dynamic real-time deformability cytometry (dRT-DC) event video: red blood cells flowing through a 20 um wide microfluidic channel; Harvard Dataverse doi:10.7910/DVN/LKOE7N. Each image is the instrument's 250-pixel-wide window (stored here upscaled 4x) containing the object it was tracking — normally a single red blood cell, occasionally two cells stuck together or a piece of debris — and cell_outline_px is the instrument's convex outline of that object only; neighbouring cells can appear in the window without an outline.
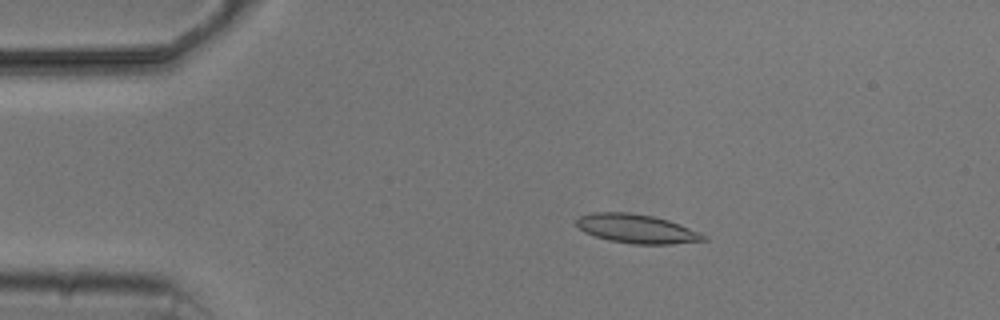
{"species": "common noctule bat (a hibernating species)", "species_latin": "Nyctalus noctula", "temperature_condition": "cold", "stored_images_in_passage": 8, "camera_frame_rate_fps": 3000, "um_per_image_px": 0.085, "animal": {"sex": "male", "body_mass_g": 20.5, "forearm_length_mm": 52.5}, "frame": {"image": 1, "passage_image": 1, "time_ms": 0.0, "image_size_px": [1000, 320], "cell_outline_px": [[708, 240], [672, 244], [632, 244], [608, 240], [584, 232], [576, 224], [576, 220], [580, 216], [592, 212], [628, 212], [652, 216], [668, 220], [680, 224], [700, 232], [708, 236]], "centroid_in_image_um": [54.15, 19.45], "position_along_channel_um": 30.9, "area_um2": 21.5}}
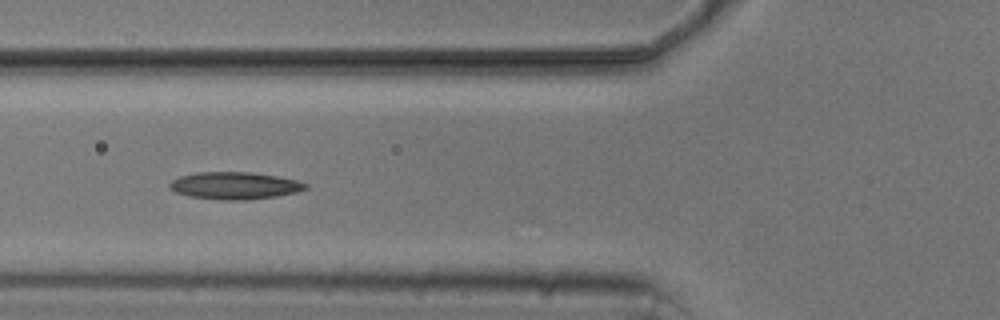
{"frame": {"image": 2, "passage_image": 4, "time_ms": 3.333, "image_size_px": [1000, 320], "cell_outline_px": [[308, 188], [296, 192], [276, 196], [244, 200], [224, 200], [188, 196], [176, 192], [168, 188], [168, 184], [172, 180], [180, 176], [196, 172], [252, 172], [276, 176], [296, 180], [308, 184]], "centroid_in_image_um": [19.92, 15.77], "position_along_channel_um": 105.9, "area_um2": 21.56}}
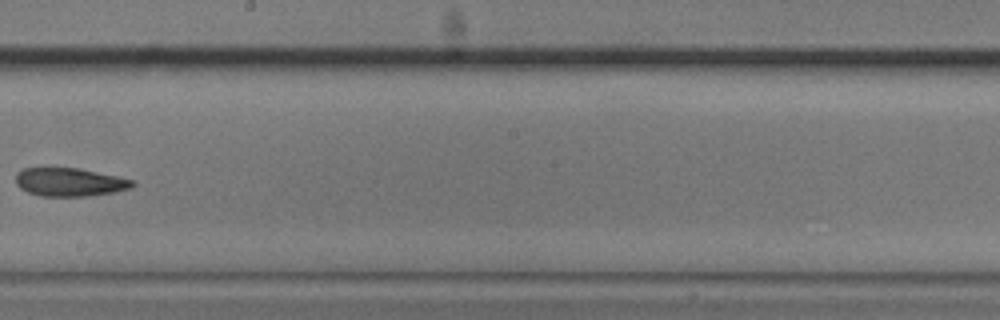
{"frame": {"image": 3, "passage_image": 7, "time_ms": 7.0, "image_size_px": [1000, 320], "cell_outline_px": [[136, 184], [132, 188], [116, 192], [92, 196], [40, 196], [28, 192], [20, 188], [16, 184], [16, 172], [24, 168], [44, 164], [76, 168], [120, 176], [136, 180]], "centroid_in_image_um": [5.91, 15.43], "position_along_channel_um": 242.3, "area_um2": 20.35}}